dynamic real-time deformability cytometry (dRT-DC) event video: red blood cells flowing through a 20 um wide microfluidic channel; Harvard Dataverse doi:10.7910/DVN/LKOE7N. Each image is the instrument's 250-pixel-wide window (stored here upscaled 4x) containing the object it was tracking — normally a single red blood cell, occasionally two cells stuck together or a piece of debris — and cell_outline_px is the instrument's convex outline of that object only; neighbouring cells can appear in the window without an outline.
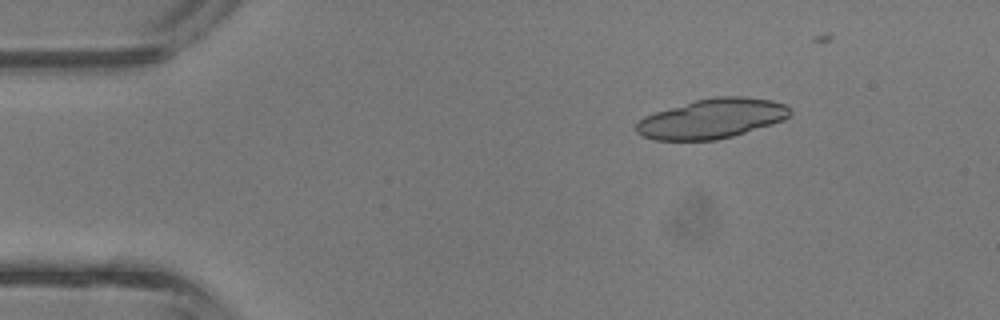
{"species": "common noctule bat (a hibernating species)", "species_latin": "Nyctalus noctula", "temperature_condition": "room temperature", "stored_images_in_passage": 5, "camera_frame_rate_fps": 3000, "um_per_image_px": 0.085, "animal": {"sex": "male", "body_mass_g": 13.3}, "frame": {"image": 1, "passage_image": 2, "time_ms": 0.333, "image_size_px": [1000, 320], "cell_outline_px": [[792, 112], [784, 120], [732, 136], [716, 140], [656, 140], [644, 136], [636, 132], [636, 124], [644, 116], [656, 112], [696, 100], [716, 96], [744, 96], [772, 100], [784, 104], [792, 108]], "centroid_in_image_um": [60.54, 10.07], "position_along_channel_um": 24.5, "area_um2": 35.32}}